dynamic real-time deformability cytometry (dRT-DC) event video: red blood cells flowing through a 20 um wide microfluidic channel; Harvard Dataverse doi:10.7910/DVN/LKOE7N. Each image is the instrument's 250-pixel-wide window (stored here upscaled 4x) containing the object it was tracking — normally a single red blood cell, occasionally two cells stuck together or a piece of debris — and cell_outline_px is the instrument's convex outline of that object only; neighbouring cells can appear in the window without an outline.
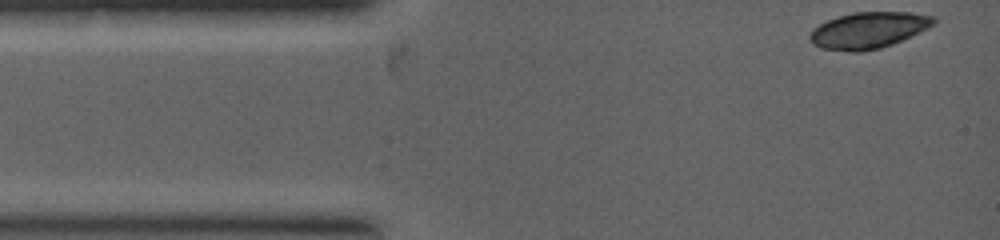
{"species": "common noctule bat (a hibernating species)", "species_latin": "Nyctalus noctula", "temperature_condition": "warm", "stored_images_in_passage": 4, "camera_frame_rate_fps": 5000, "um_per_image_px": 0.085, "animal": {"sex": "female", "body_mass_g": 19.0, "forearm_length_mm": 53.3}, "frame": {"image": 1, "passage_image": 1, "time_ms": 0.0, "image_size_px": [1000, 240], "cell_outline_px": [[936, 20], [932, 24], [892, 44], [880, 48], [860, 52], [852, 52], [820, 48], [812, 44], [808, 36], [812, 28], [828, 20], [852, 12], [908, 12], [936, 16]], "centroid_in_image_um": [73.74, 2.57], "position_along_channel_um": 11.3, "area_um2": 25.89}}